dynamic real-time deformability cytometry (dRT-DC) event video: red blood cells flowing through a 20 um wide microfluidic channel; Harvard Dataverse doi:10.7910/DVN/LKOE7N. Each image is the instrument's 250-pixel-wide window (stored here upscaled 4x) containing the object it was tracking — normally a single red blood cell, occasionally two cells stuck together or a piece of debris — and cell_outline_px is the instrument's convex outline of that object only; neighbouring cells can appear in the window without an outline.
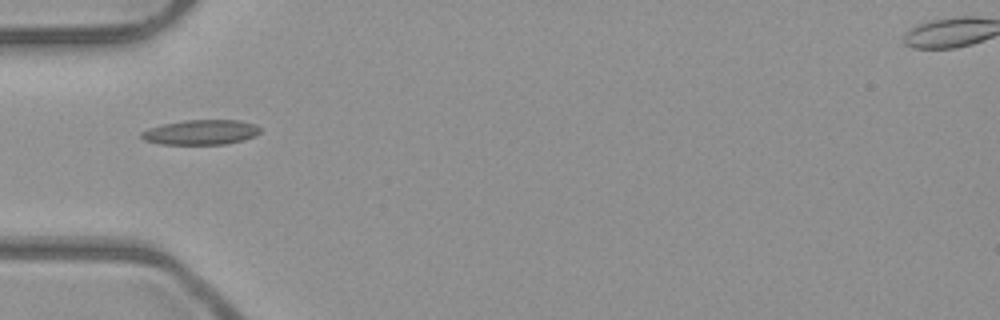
{"species": "common noctule bat (a hibernating species)", "species_latin": "Nyctalus noctula", "temperature_condition": "room temperature", "stored_images_in_passage": 1, "camera_frame_rate_fps": 3000, "um_per_image_px": 0.085, "animal": {"sex": "male", "body_mass_g": 23.1, "forearm_length_mm": 52.7}, "frame": {"image": 1, "passage_image": 1, "time_ms": 0.0, "image_size_px": [1000, 320], "cell_outline_px": [[260, 132], [256, 136], [244, 140], [224, 144], [160, 144], [144, 140], [140, 136], [140, 132], [148, 128], [164, 124], [184, 120], [236, 120], [256, 124], [260, 128]], "centroid_in_image_um": [17.08, 11.24], "position_along_channel_um": 67.9, "area_um2": 17.28}}